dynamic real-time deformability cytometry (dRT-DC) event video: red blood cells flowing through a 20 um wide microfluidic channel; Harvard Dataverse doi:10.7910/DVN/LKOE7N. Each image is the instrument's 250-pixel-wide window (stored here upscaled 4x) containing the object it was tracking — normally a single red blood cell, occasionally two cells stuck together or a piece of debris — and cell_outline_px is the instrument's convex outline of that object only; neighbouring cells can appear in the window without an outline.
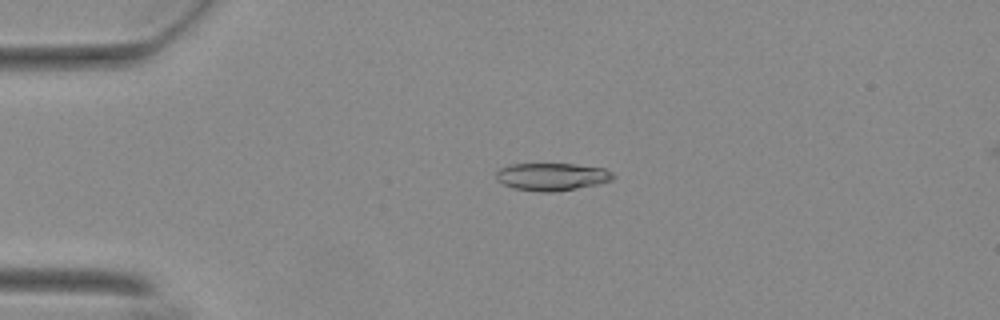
{"species": "Egyptian fruit bat (a non-hibernating species)", "species_latin": "Rousettus aegyptiacus", "temperature_condition": "warm", "stored_images_in_passage": 55, "camera_frame_rate_fps": 3000, "um_per_image_px": 0.085, "animal": {"sex": "female"}, "frame": {"image": 1, "passage_image": 13, "time_ms": 4.0, "image_size_px": [1000, 320], "cell_outline_px": [[616, 176], [612, 180], [596, 184], [576, 188], [552, 192], [544, 192], [516, 188], [504, 184], [496, 180], [496, 172], [500, 168], [512, 164], [576, 164], [604, 168], [612, 172]], "centroid_in_image_um": [46.93, 15.01], "position_along_channel_um": 38.1, "area_um2": 18.61}}
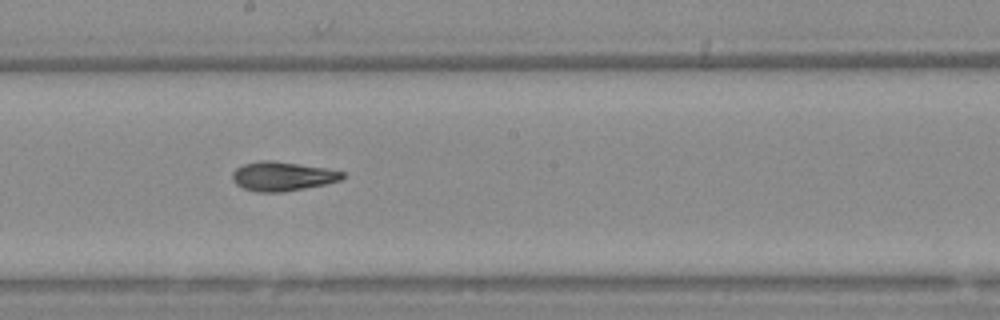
{"frame": {"image": 2, "passage_image": 31, "time_ms": 10.0, "image_size_px": [1000, 320], "cell_outline_px": [[344, 176], [340, 180], [324, 184], [304, 188], [280, 192], [256, 192], [244, 188], [236, 184], [232, 180], [232, 172], [236, 168], [244, 164], [260, 160], [272, 160], [324, 168], [344, 172]], "centroid_in_image_um": [23.95, 14.98], "position_along_channel_um": 224.2, "area_um2": 18.5}}
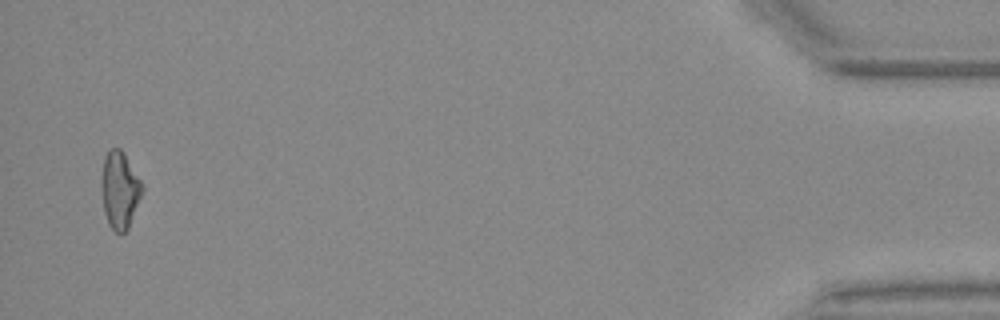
{"frame": {"image": 3, "passage_image": 54, "time_ms": 17.667, "image_size_px": [1000, 320], "cell_outline_px": [[144, 192], [128, 228], [120, 236], [108, 224], [104, 212], [100, 188], [100, 184], [104, 156], [112, 148], [120, 148], [124, 152], [140, 180], [144, 188]], "centroid_in_image_um": [10.17, 16.17], "position_along_channel_um": 425.0, "area_um2": 18.61}, "authors_computed_cell_mechanics": {"area_um2": 18.6694, "velocity_mm_per_s": 3.7276, "shape_relaxation_time_tau1_ms": null, "shape_relaxation_time_tau2_ms": 3.267, "deformation_change_tau1": null, "deformation_change_tau2": 0.1015}}